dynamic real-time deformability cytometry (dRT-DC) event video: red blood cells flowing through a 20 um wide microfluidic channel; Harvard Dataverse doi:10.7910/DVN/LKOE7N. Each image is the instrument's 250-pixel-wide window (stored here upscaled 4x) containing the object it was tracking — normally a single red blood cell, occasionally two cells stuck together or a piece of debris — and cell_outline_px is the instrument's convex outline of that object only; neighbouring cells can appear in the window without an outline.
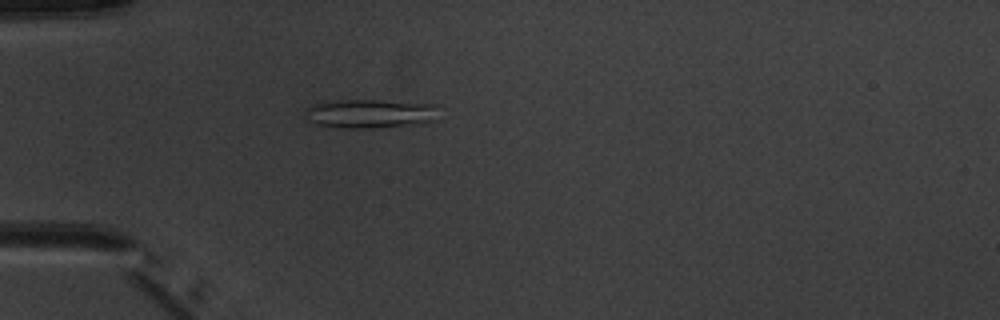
{"species": "common noctule bat (a hibernating species)", "species_latin": "Nyctalus noctula", "temperature_condition": "warm", "stored_images_in_passage": 6, "camera_frame_rate_fps": 3000, "um_per_image_px": 0.085, "animal": {"sex": "male", "body_mass_g": 20.1, "forearm_length_mm": 53.5}, "frame": {"image": 1, "passage_image": 6, "time_ms": 6.667, "image_size_px": [1000, 320], "cell_outline_px": [[436, 120], [412, 124], [372, 128], [340, 128], [316, 124], [308, 120], [304, 116], [304, 112], [308, 108], [316, 104], [344, 100], [380, 100], [436, 104]], "centroid_in_image_um": [31.45, 9.66], "position_along_channel_um": 53.6, "area_um2": 22.25}}